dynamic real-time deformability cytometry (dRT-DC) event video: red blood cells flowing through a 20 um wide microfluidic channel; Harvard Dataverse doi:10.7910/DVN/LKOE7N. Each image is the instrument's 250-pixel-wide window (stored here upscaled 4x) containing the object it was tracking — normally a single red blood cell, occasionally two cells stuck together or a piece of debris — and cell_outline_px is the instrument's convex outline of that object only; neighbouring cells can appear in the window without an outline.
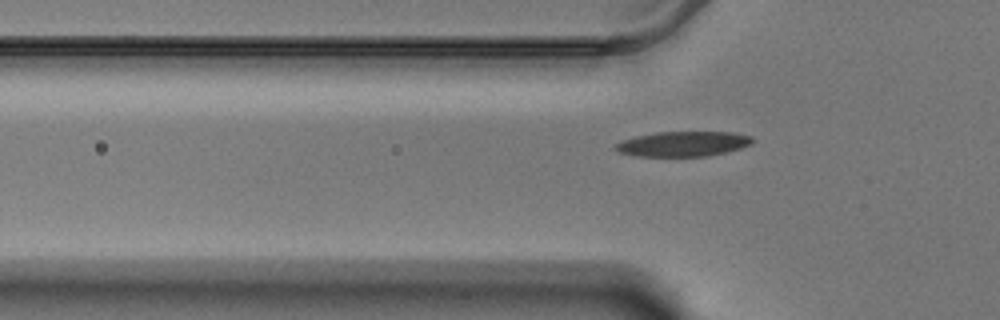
{"species": "Egyptian fruit bat (a non-hibernating species)", "species_latin": "Rousettus aegyptiacus", "temperature_condition": "warm", "stored_images_in_passage": 42, "camera_frame_rate_fps": 3000, "um_per_image_px": 0.085, "animal": {"sex": "male"}, "frame": {"image": 1, "passage_image": 2, "time_ms": 0.333, "image_size_px": [1000, 320], "cell_outline_px": [[752, 144], [740, 148], [708, 156], [640, 156], [620, 152], [612, 148], [616, 144], [624, 140], [636, 136], [656, 132], [732, 132], [752, 136]], "centroid_in_image_um": [58.07, 12.22], "position_along_channel_um": 67.7, "area_um2": 19.77}}
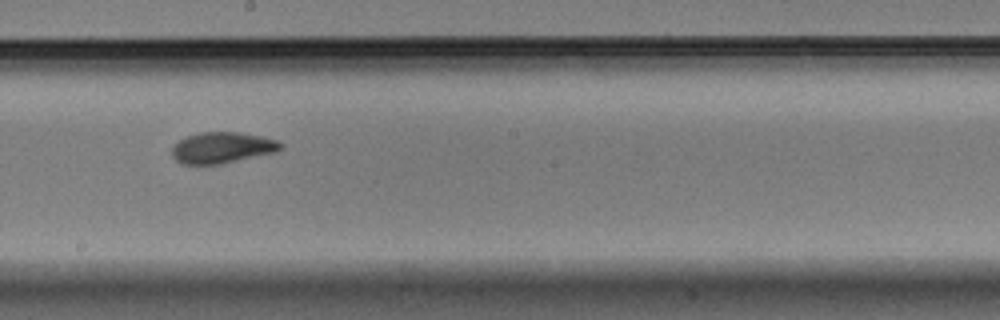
{"frame": {"image": 2, "passage_image": 16, "time_ms": 5.0, "image_size_px": [1000, 320], "cell_outline_px": [[284, 144], [276, 152], [220, 164], [180, 164], [172, 156], [172, 148], [180, 140], [188, 136], [200, 132], [236, 132], [260, 136], [276, 140]], "centroid_in_image_um": [18.87, 12.56], "position_along_channel_um": 229.3, "area_um2": 19.48}}
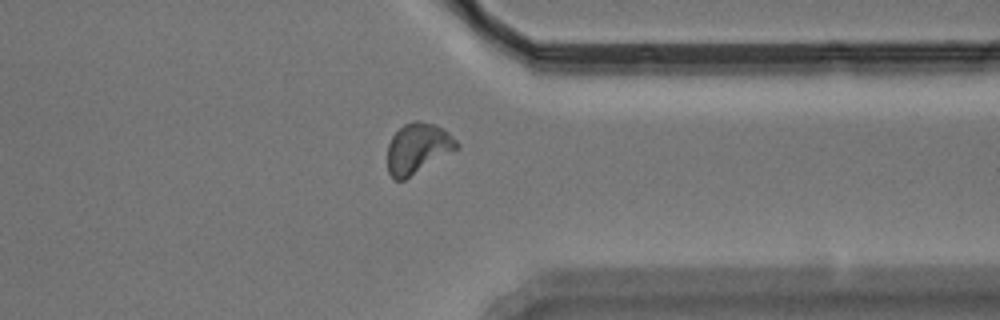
{"frame": {"image": 3, "passage_image": 29, "time_ms": 9.333, "image_size_px": [1000, 320], "cell_outline_px": [[460, 144], [456, 148], [404, 180], [392, 180], [388, 172], [388, 144], [392, 136], [404, 124], [412, 120], [420, 120], [436, 124], [448, 132]], "centroid_in_image_um": [35.47, 12.58], "position_along_channel_um": 375.9, "area_um2": 20.06}, "authors_computed_cell_mechanics": {"area_um2": 19.4786, "velocity_mm_per_s": 3.4534, "shape_relaxation_time_tau1_ms": 3.1787, "shape_relaxation_time_tau2_ms": 1.586, "deformation_change_tau1": 0.1546, "deformation_change_tau2": 0.0642}}